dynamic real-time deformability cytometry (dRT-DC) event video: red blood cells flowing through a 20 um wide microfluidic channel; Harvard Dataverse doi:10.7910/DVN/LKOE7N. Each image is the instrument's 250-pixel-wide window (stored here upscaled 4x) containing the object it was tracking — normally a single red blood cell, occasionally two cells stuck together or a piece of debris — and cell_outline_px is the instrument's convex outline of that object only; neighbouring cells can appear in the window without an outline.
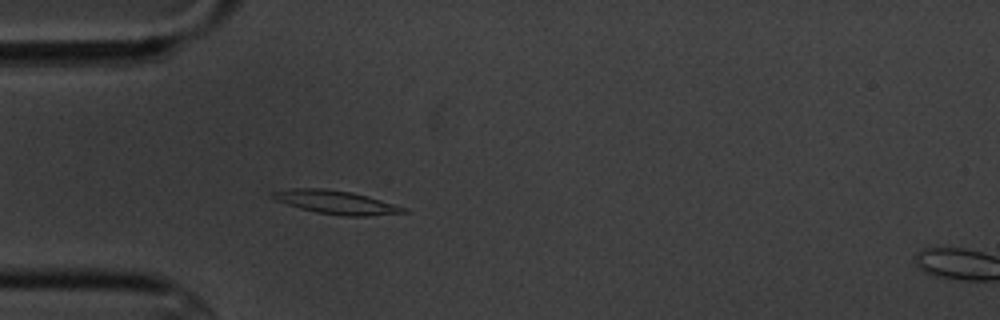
{"species": "common noctule bat (a hibernating species)", "species_latin": "Nyctalus noctula", "temperature_condition": "cold", "stored_images_in_passage": 5, "segment_of_instrument_passage": [1, 2], "camera_frame_rate_fps": 3000, "um_per_image_px": 0.085, "animal": {"sex": "male", "body_mass_g": 20.1, "forearm_length_mm": 53.5}, "frame": {"image": 1, "passage_image": 4, "time_ms": 3.667, "image_size_px": [1000, 320], "cell_outline_px": [[408, 212], [364, 216], [344, 216], [316, 212], [300, 208], [276, 200], [272, 196], [272, 192], [292, 188], [324, 188], [352, 192], [368, 196], [408, 208]], "centroid_in_image_um": [28.6, 17.19], "position_along_channel_um": 56.4, "area_um2": 17.74}}